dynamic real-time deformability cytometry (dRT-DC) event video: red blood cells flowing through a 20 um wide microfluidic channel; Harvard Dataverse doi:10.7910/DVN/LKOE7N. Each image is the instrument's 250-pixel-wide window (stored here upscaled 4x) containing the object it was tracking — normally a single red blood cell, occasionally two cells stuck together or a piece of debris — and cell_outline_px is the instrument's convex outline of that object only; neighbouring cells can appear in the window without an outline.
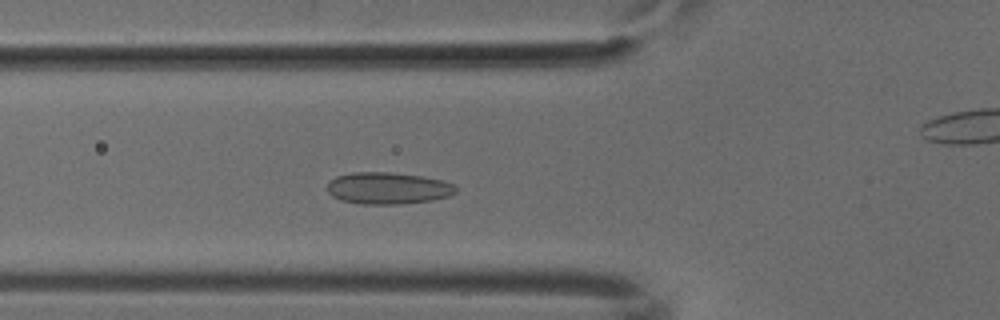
{"species": "common noctule bat (a hibernating species)", "species_latin": "Nyctalus noctula", "temperature_condition": "cold", "stored_images_in_passage": 49, "camera_frame_rate_fps": 3000, "um_per_image_px": 0.085, "animal": {"sex": "male", "body_mass_g": 18.8}, "frame": {"image": 1, "passage_image": 14, "time_ms": 4.333, "image_size_px": [1000, 320], "cell_outline_px": [[456, 192], [448, 196], [432, 200], [400, 204], [360, 204], [340, 200], [332, 196], [328, 192], [328, 180], [336, 176], [352, 172], [392, 172], [424, 176], [444, 180], [452, 184], [456, 188]], "centroid_in_image_um": [32.95, 15.99], "position_along_channel_um": 92.8, "area_um2": 24.04}}
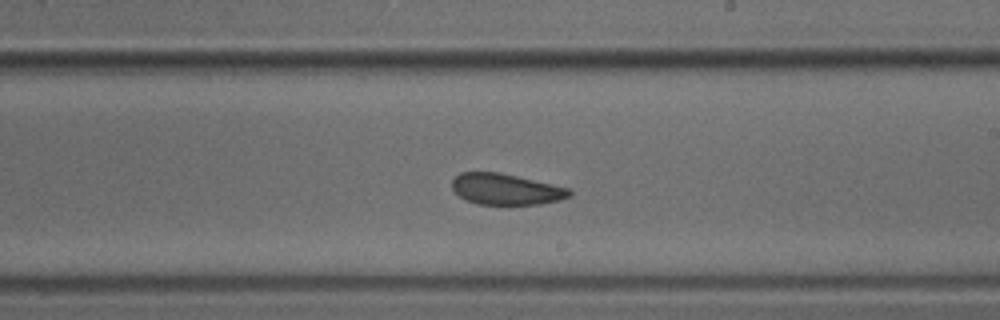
{"frame": {"image": 2, "passage_image": 26, "time_ms": 8.333, "image_size_px": [1000, 320], "cell_outline_px": [[572, 196], [560, 200], [540, 204], [476, 204], [460, 196], [452, 188], [452, 180], [460, 172], [500, 172], [552, 184], [568, 188], [572, 192]], "centroid_in_image_um": [43.01, 16.08], "position_along_channel_um": 246.0, "area_um2": 21.15}}
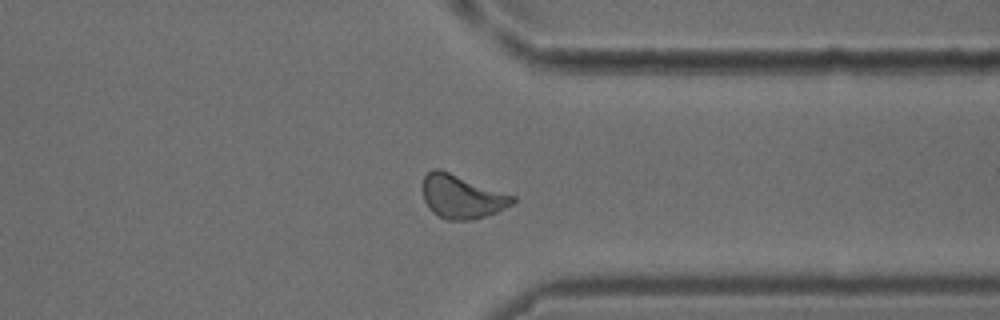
{"frame": {"image": 3, "passage_image": 36, "time_ms": 11.667, "image_size_px": [1000, 320], "cell_outline_px": [[516, 200], [512, 204], [496, 212], [472, 220], [448, 220], [432, 212], [428, 208], [424, 200], [424, 176], [432, 168], [440, 168], [516, 196]], "centroid_in_image_um": [39.26, 16.7], "position_along_channel_um": 372.1, "area_um2": 22.83}}